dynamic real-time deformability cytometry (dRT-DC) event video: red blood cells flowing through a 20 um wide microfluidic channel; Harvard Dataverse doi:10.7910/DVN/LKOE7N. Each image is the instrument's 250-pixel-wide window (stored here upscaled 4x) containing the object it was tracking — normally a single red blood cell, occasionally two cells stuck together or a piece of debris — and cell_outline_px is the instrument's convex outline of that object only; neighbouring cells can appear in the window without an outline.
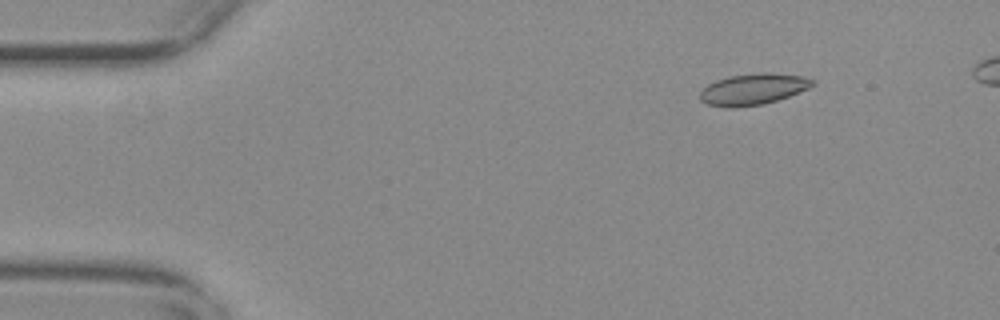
{"species": "common noctule bat (a hibernating species)", "species_latin": "Nyctalus noctula", "temperature_condition": "warm", "stored_images_in_passage": 55, "camera_frame_rate_fps": 3000, "um_per_image_px": 0.085, "animal": {"sex": "female", "body_mass_g": 29.2, "forearm_length_mm": 56.3}, "frame": {"image": 1, "passage_image": 8, "time_ms": 2.333, "image_size_px": [1000, 320], "cell_outline_px": [[816, 84], [808, 88], [788, 96], [764, 104], [708, 104], [700, 100], [700, 92], [708, 84], [716, 80], [728, 76], [756, 72], [772, 72], [804, 76], [816, 80]], "centroid_in_image_um": [64.11, 7.5], "position_along_channel_um": 20.9, "area_um2": 19.83}}
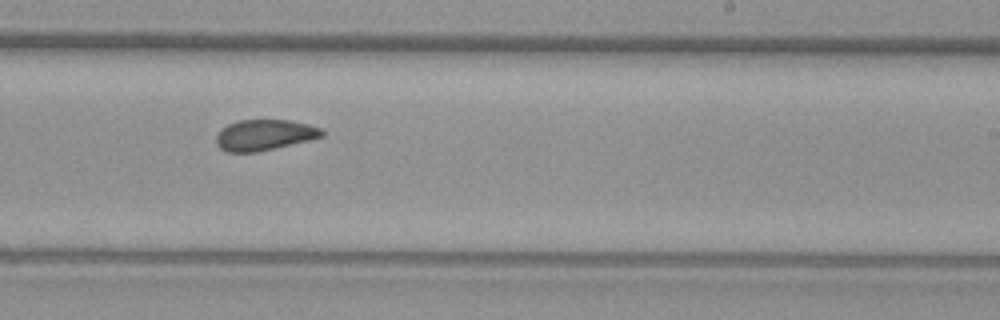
{"frame": {"image": 2, "passage_image": 35, "time_ms": 11.333, "image_size_px": [1000, 320], "cell_outline_px": [[324, 136], [308, 140], [256, 152], [228, 152], [220, 148], [216, 144], [216, 136], [228, 124], [240, 120], [288, 120], [308, 124], [320, 128], [324, 132]], "centroid_in_image_um": [22.47, 11.47], "position_along_channel_um": 266.5, "area_um2": 18.67}}
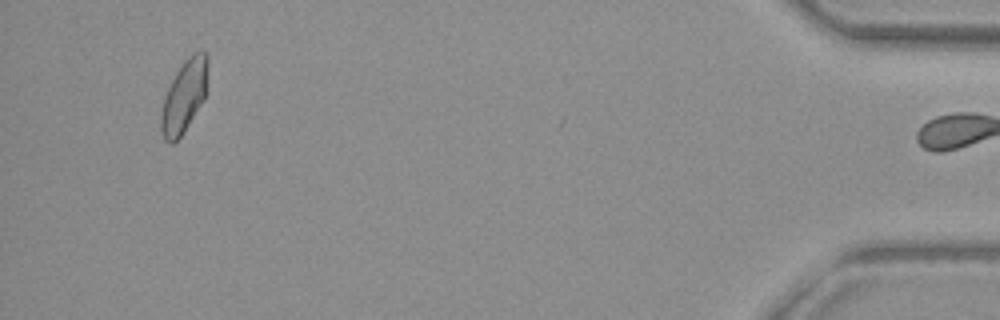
{"frame": {"image": 3, "passage_image": 54, "time_ms": 17.667, "image_size_px": [1000, 320], "cell_outline_px": [[208, 64], [204, 100], [184, 132], [172, 144], [164, 140], [160, 128], [160, 116], [164, 100], [168, 88], [176, 72], [184, 60], [192, 52], [204, 52], [208, 56]], "centroid_in_image_um": [15.65, 8.19], "position_along_channel_um": 419.6, "area_um2": 19.59}, "authors_computed_cell_mechanics": {"area_um2": 19.652, "velocity_mm_per_s": 3.6985, "shape_relaxation_time_tau1_ms": null, "shape_relaxation_time_tau2_ms": 1.66, "deformation_change_tau1": null, "deformation_change_tau2": 0.0629}}